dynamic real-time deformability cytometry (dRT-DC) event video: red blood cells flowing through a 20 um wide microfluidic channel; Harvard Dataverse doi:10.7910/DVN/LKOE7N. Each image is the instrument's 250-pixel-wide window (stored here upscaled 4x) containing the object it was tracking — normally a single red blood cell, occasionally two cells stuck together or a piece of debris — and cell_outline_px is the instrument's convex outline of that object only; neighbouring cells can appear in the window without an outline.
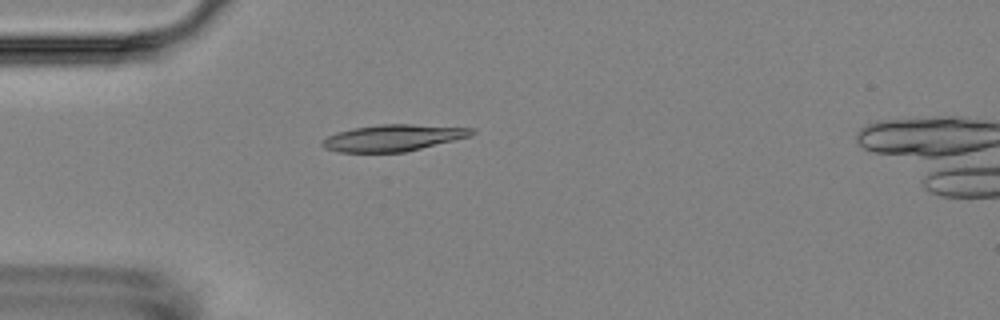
{"species": "Egyptian fruit bat (a non-hibernating species)", "species_latin": "Rousettus aegyptiacus", "temperature_condition": "room temperature", "stored_images_in_passage": 6, "camera_frame_rate_fps": 3000, "um_per_image_px": 0.085, "animal": {"sex": "female"}, "frame": {"image": 1, "passage_image": 5, "time_ms": 4.667, "image_size_px": [1000, 320], "cell_outline_px": [[476, 132], [472, 136], [404, 152], [340, 152], [324, 148], [320, 144], [328, 136], [336, 132], [352, 128], [380, 124], [412, 124], [476, 128]], "centroid_in_image_um": [33.45, 11.71], "position_along_channel_um": 51.6, "area_um2": 23.18}}